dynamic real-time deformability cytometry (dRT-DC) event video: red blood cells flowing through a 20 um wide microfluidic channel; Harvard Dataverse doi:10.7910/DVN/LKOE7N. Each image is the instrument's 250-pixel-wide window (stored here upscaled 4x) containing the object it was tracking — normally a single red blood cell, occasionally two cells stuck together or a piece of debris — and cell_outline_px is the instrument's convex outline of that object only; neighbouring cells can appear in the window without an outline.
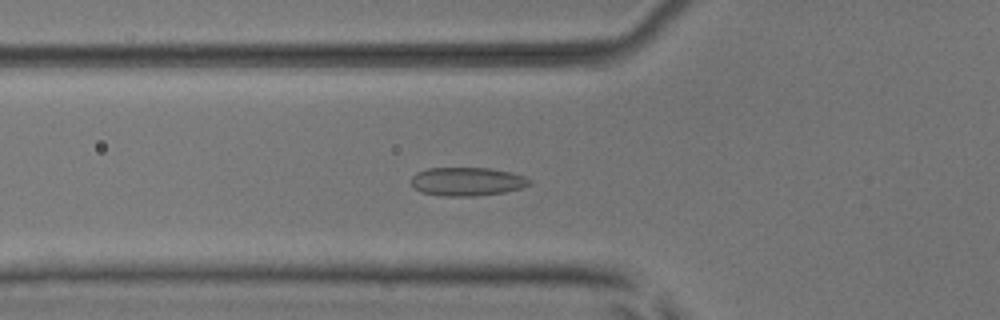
{"species": "common noctule bat (a hibernating species)", "species_latin": "Nyctalus noctula", "temperature_condition": "room temperature", "stored_images_in_passage": 53, "camera_frame_rate_fps": 3000, "um_per_image_px": 0.085, "animal": {"sex": "male", "body_mass_g": 17.9, "forearm_length_mm": 54.2}, "frame": {"image": 1, "passage_image": 19, "time_ms": 6.0, "image_size_px": [1000, 320], "cell_outline_px": [[532, 184], [524, 188], [504, 192], [476, 196], [444, 196], [420, 192], [412, 184], [412, 176], [416, 172], [428, 168], [492, 168], [524, 176], [532, 180]], "centroid_in_image_um": [39.74, 15.43], "position_along_channel_um": 86.1, "area_um2": 19.77}}
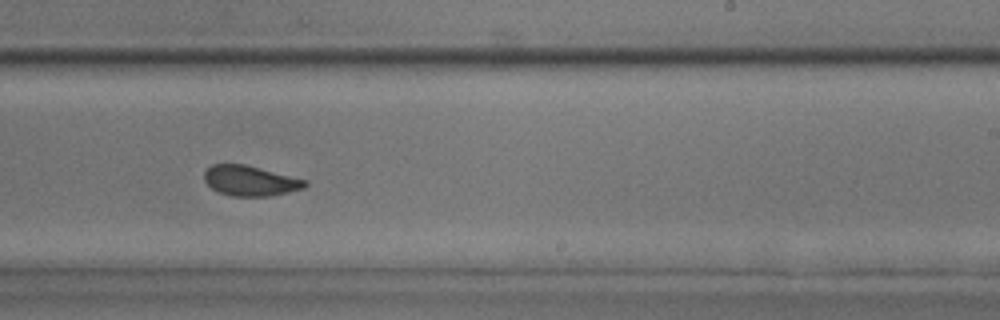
{"frame": {"image": 2, "passage_image": 33, "time_ms": 10.667, "image_size_px": [1000, 320], "cell_outline_px": [[308, 184], [304, 188], [288, 192], [268, 196], [232, 196], [220, 192], [212, 188], [204, 180], [204, 172], [212, 164], [244, 164], [308, 180]], "centroid_in_image_um": [21.28, 15.36], "position_along_channel_um": 267.7, "area_um2": 17.63}}
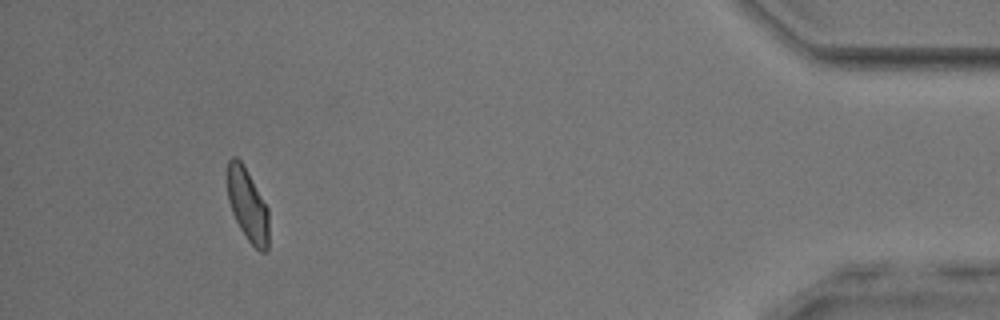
{"frame": {"image": 3, "passage_image": 49, "time_ms": 16.0, "image_size_px": [1000, 320], "cell_outline_px": [[268, 248], [264, 252], [260, 252], [248, 240], [240, 228], [232, 212], [228, 200], [228, 160], [232, 156], [236, 156], [244, 164], [268, 208]], "centroid_in_image_um": [21.05, 17.41], "position_along_channel_um": 414.1, "area_um2": 17.46}, "authors_computed_cell_mechanics": {"area_um2": 18.5538, "velocity_mm_per_s": 3.8982, "shape_relaxation_time_tau1_ms": 4.3768, "shape_relaxation_time_tau2_ms": 0.9395, "deformation_change_tau1": 0.0967, "deformation_change_tau2": 0.0477}}